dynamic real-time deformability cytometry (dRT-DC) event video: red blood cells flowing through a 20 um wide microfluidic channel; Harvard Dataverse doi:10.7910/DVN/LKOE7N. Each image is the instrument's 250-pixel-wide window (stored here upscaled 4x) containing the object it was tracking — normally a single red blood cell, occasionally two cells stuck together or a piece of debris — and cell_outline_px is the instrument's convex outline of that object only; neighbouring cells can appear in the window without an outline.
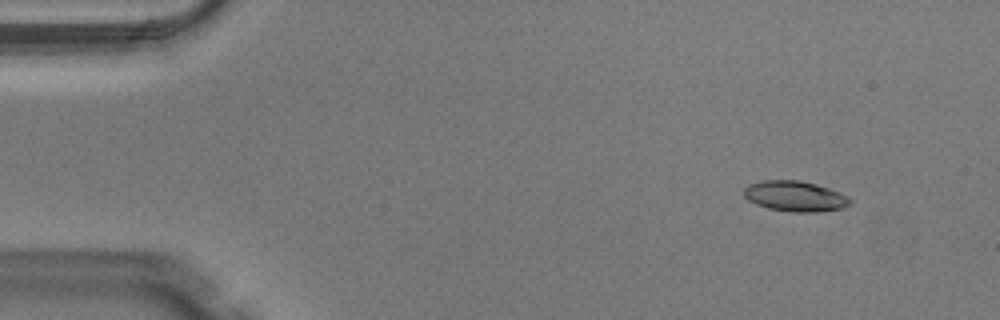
{"species": "Egyptian fruit bat (a non-hibernating species)", "species_latin": "Rousettus aegyptiacus", "temperature_condition": "warm", "stored_images_in_passage": 46, "camera_frame_rate_fps": 3000, "um_per_image_px": 0.085, "animal": {"sex": "male"}, "frame": {"image": 1, "passage_image": 2, "time_ms": 0.333, "image_size_px": [1000, 320], "cell_outline_px": [[852, 204], [844, 208], [816, 212], [792, 212], [768, 208], [756, 204], [748, 200], [744, 196], [744, 188], [748, 184], [764, 180], [800, 180], [816, 184], [840, 192], [848, 196], [852, 200]], "centroid_in_image_um": [67.61, 16.68], "position_along_channel_um": 17.4, "area_um2": 19.02}}
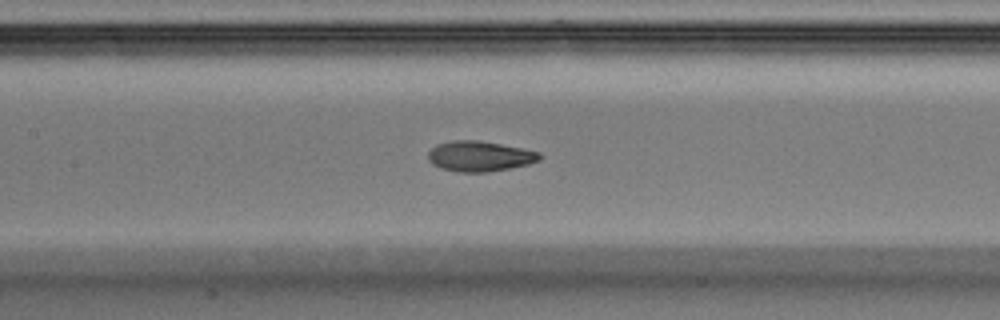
{"frame": {"image": 2, "passage_image": 20, "time_ms": 6.333, "image_size_px": [1000, 320], "cell_outline_px": [[540, 160], [528, 164], [512, 168], [488, 172], [456, 172], [440, 168], [432, 164], [428, 160], [428, 152], [436, 144], [452, 140], [476, 140], [500, 144], [540, 152]], "centroid_in_image_um": [40.73, 13.29], "position_along_channel_um": 166.7, "area_um2": 19.77}}
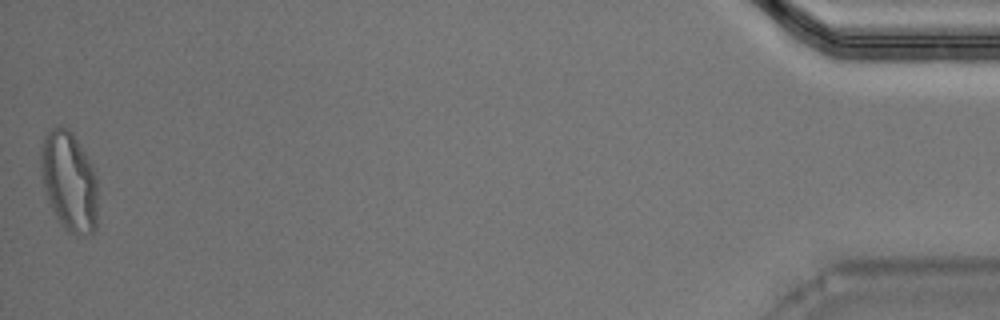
{"frame": {"image": 3, "passage_image": 46, "time_ms": 15.0, "image_size_px": [1000, 320], "cell_outline_px": [[96, 228], [92, 232], [84, 236], [68, 232], [64, 228], [56, 216], [48, 200], [44, 188], [40, 160], [40, 156], [44, 140], [48, 132], [52, 128], [60, 124], [68, 128], [72, 132], [92, 164], [96, 176]], "centroid_in_image_um": [5.88, 15.4], "position_along_channel_um": 429.3, "area_um2": 32.77}, "authors_computed_cell_mechanics": {"area_um2": 19.6231, "velocity_mm_per_s": 4.1119, "shape_relaxation_time_tau1_ms": 2.5724, "shape_relaxation_time_tau2_ms": 1.0998, "deformation_change_tau1": 0.1626, "deformation_change_tau2": 0.0666}}